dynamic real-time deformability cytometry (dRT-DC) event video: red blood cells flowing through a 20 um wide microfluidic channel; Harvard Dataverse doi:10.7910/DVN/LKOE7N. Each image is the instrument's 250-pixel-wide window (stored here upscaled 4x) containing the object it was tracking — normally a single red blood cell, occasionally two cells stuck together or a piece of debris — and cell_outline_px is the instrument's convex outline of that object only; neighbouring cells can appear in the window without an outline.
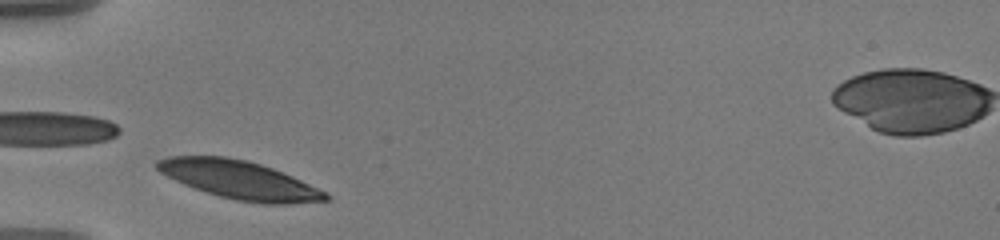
{"species": "human", "species_latin": "Homo sapiens", "temperature_condition": "warm", "stored_images_in_passage": 37, "camera_frame_rate_fps": 3000, "um_per_image_px": 0.085, "donor": {"sex": "male"}, "frame": {"image": 1, "passage_image": 1, "time_ms": 0.0, "image_size_px": [1000, 240], "cell_outline_px": [[332, 200], [292, 204], [268, 204], [236, 200], [220, 196], [184, 184], [160, 172], [156, 168], [156, 160], [168, 156], [224, 156], [244, 160], [260, 164], [272, 168], [292, 176], [328, 192], [332, 196]], "centroid_in_image_um": [20.41, 15.3], "position_along_channel_um": 64.6, "area_um2": 37.45}}
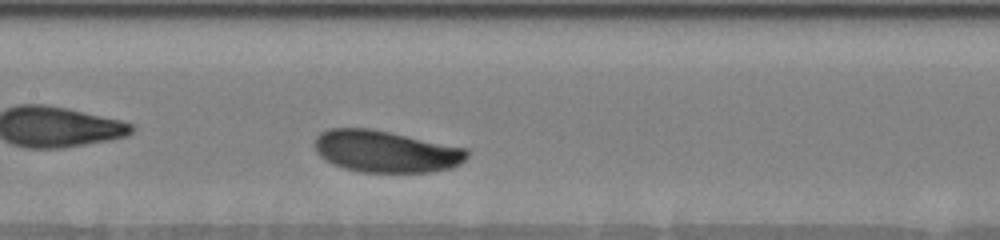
{"frame": {"image": 2, "passage_image": 11, "time_ms": 3.333, "image_size_px": [1000, 240], "cell_outline_px": [[468, 156], [460, 164], [452, 168], [432, 172], [360, 172], [344, 168], [332, 164], [324, 160], [316, 152], [312, 144], [316, 136], [320, 132], [328, 128], [372, 128], [468, 148]], "centroid_in_image_um": [32.76, 12.86], "position_along_channel_um": 174.6, "area_um2": 37.74}}
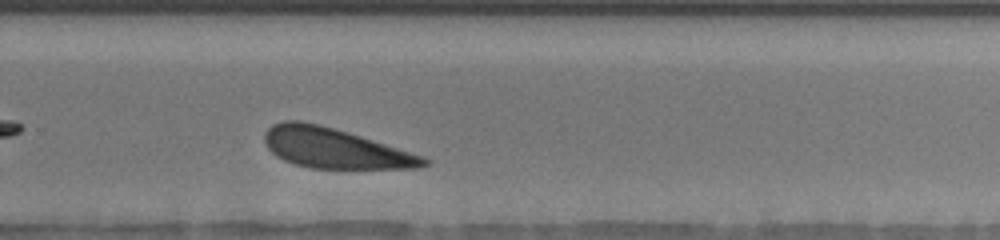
{"frame": {"image": 3, "passage_image": 22, "time_ms": 7.0, "image_size_px": [1000, 240], "cell_outline_px": [[432, 160], [428, 164], [420, 168], [308, 168], [284, 160], [276, 156], [264, 144], [264, 132], [272, 124], [284, 120], [300, 120], [320, 124], [348, 132], [424, 156]], "centroid_in_image_um": [28.43, 12.59], "position_along_channel_um": 301.4, "area_um2": 37.22}, "authors_computed_cell_mechanics": {"area_um2": 37.6278, "velocity_mm_per_s": 3.4684, "shape_relaxation_time_tau1_ms": 0.7725, "shape_relaxation_time_tau2_ms": null, "deformation_change_tau1": 0.0707, "deformation_change_tau2": null}}